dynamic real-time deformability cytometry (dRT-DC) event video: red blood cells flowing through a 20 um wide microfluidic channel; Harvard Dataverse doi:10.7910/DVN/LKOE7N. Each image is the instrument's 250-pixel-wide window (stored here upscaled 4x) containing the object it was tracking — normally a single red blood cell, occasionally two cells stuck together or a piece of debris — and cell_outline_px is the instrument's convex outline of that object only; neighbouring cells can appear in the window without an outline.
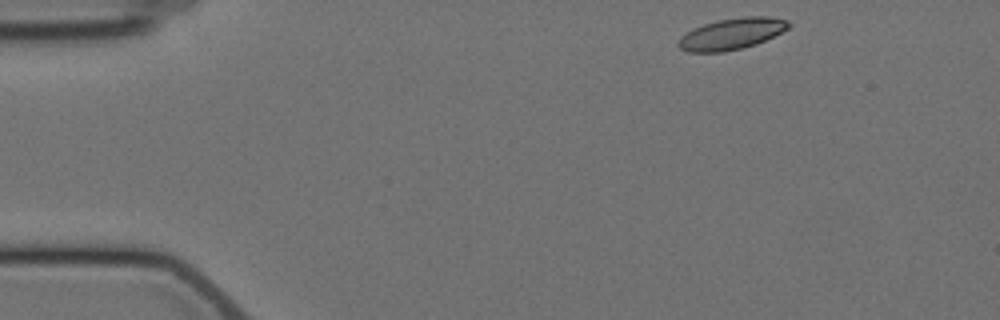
{"species": "Egyptian fruit bat (a non-hibernating species)", "species_latin": "Rousettus aegyptiacus", "temperature_condition": "cold", "stored_images_in_passage": 8, "camera_frame_rate_fps": 3000, "um_per_image_px": 0.085, "animal": {"sex": "female"}, "frame": {"image": 1, "passage_image": 1, "time_ms": 0.0, "image_size_px": [1000, 320], "cell_outline_px": [[792, 24], [788, 28], [756, 44], [744, 48], [724, 52], [688, 52], [680, 48], [676, 44], [680, 36], [692, 28], [704, 24], [720, 20], [744, 16], [768, 16], [788, 20]], "centroid_in_image_um": [62.16, 2.88], "position_along_channel_um": 22.8, "area_um2": 20.17}}
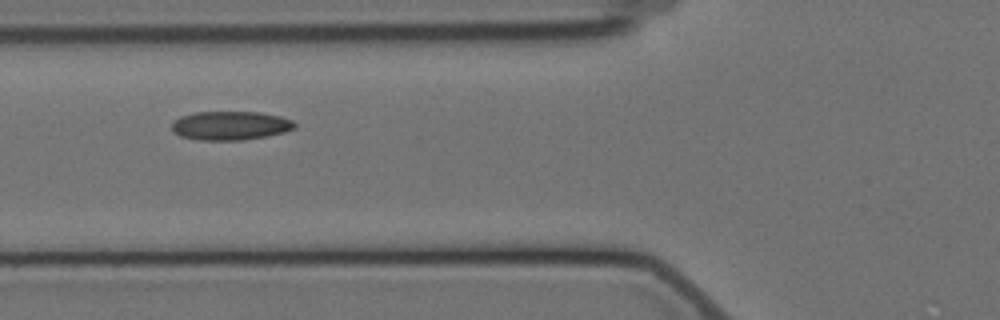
{"frame": {"image": 2, "passage_image": 5, "time_ms": 4.667, "image_size_px": [1000, 320], "cell_outline_px": [[296, 128], [284, 132], [268, 136], [244, 140], [200, 140], [180, 136], [172, 128], [172, 120], [180, 116], [196, 112], [260, 112], [280, 116], [292, 120], [296, 124]], "centroid_in_image_um": [19.6, 10.67], "position_along_channel_um": 106.2, "area_um2": 20.75}}
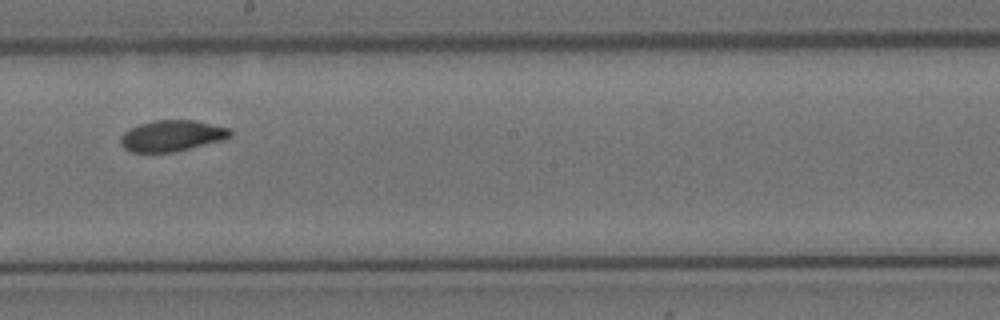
{"frame": {"image": 3, "passage_image": 8, "time_ms": 8.333, "image_size_px": [1000, 320], "cell_outline_px": [[232, 136], [224, 140], [172, 152], [132, 152], [124, 148], [120, 144], [120, 136], [124, 132], [140, 124], [156, 120], [196, 120], [228, 128], [232, 132]], "centroid_in_image_um": [14.62, 11.54], "position_along_channel_um": 233.6, "area_um2": 19.77}}